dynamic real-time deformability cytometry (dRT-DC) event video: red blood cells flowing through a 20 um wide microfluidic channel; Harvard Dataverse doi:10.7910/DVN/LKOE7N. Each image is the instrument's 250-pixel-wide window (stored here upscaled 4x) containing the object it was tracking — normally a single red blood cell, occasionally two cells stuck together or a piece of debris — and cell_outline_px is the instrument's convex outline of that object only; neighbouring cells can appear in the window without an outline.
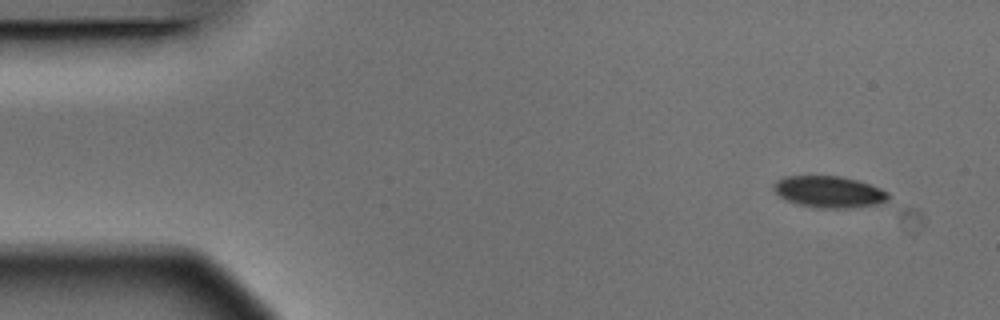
{"species": "Egyptian fruit bat (a non-hibernating species)", "species_latin": "Rousettus aegyptiacus", "temperature_condition": "warm", "stored_images_in_passage": 4, "camera_frame_rate_fps": 3000, "um_per_image_px": 0.085, "animal": {"sex": "male"}, "frame": {"image": 1, "passage_image": 1, "time_ms": 0.0, "image_size_px": [1000, 320], "cell_outline_px": [[892, 196], [888, 200], [876, 204], [848, 208], [820, 208], [796, 204], [780, 196], [776, 192], [776, 180], [784, 176], [840, 176], [856, 180], [880, 188], [888, 192]], "centroid_in_image_um": [70.5, 16.31], "position_along_channel_um": 14.5, "area_um2": 20.87}}
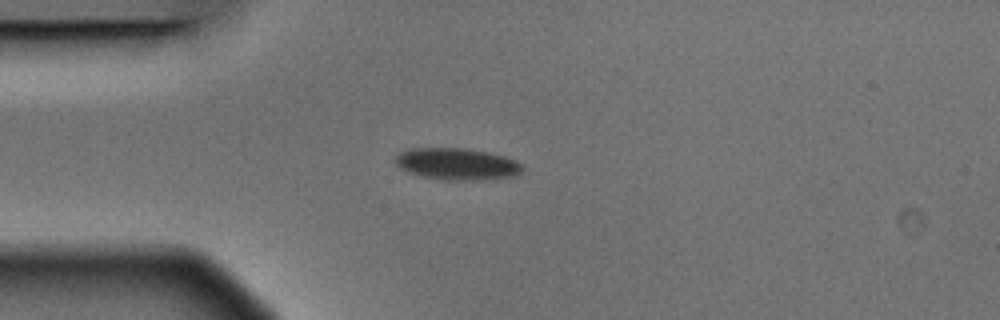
{"frame": {"image": 2, "passage_image": 4, "time_ms": 1.0, "image_size_px": [1000, 320], "cell_outline_px": [[524, 168], [520, 172], [512, 176], [472, 180], [448, 180], [424, 176], [400, 168], [392, 160], [400, 152], [412, 148], [468, 148], [488, 152], [504, 156], [516, 160], [524, 164]], "centroid_in_image_um": [38.86, 13.92], "position_along_channel_um": 46.1, "area_um2": 23.35}}